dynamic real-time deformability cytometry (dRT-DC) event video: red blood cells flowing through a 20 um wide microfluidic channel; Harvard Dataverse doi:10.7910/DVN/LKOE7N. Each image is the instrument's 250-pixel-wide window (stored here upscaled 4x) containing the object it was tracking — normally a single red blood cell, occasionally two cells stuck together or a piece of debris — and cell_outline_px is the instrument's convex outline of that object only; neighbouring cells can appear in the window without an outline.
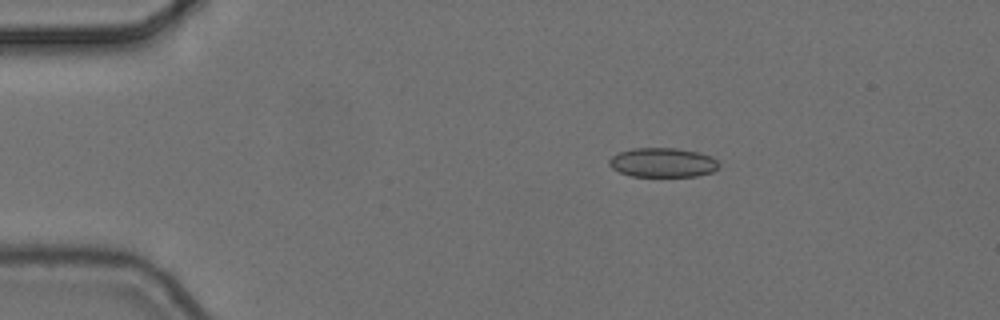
{"species": "common noctule bat (a hibernating species)", "species_latin": "Nyctalus noctula", "temperature_condition": "cold", "stored_images_in_passage": 3, "camera_frame_rate_fps": 3000, "um_per_image_px": 0.085, "animal": {"sex": "female", "body_mass_g": 24.6, "forearm_length_mm": 56.2}, "frame": {"image": 1, "passage_image": 3, "time_ms": 0.667, "image_size_px": [1000, 320], "cell_outline_px": [[720, 164], [712, 172], [696, 176], [632, 176], [620, 172], [612, 168], [608, 164], [608, 160], [612, 156], [620, 152], [632, 148], [676, 148], [696, 152], [712, 156]], "centroid_in_image_um": [56.31, 13.81], "position_along_channel_um": 28.7, "area_um2": 18.67}}